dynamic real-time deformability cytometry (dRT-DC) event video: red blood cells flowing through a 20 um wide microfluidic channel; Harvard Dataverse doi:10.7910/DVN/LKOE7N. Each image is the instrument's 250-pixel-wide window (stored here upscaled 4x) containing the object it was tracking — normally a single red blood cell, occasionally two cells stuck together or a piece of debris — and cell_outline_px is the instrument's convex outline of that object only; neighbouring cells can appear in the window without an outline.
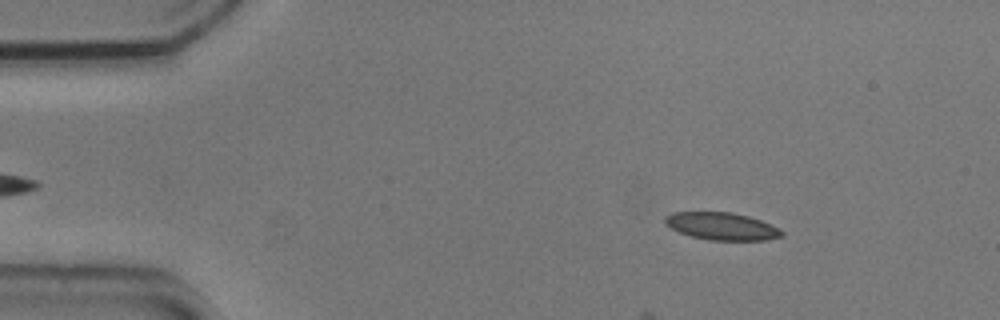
{"species": "common noctule bat (a hibernating species)", "species_latin": "Nyctalus noctula", "temperature_condition": "cold", "stored_images_in_passage": 40, "camera_frame_rate_fps": 3000, "um_per_image_px": 0.085, "animal": {"sex": "male", "body_mass_g": 20.5, "forearm_length_mm": 52.5}, "frame": {"image": 1, "passage_image": 7, "time_ms": 2.0, "image_size_px": [1000, 320], "cell_outline_px": [[784, 236], [768, 240], [708, 240], [692, 236], [680, 232], [664, 224], [664, 216], [672, 212], [732, 212], [748, 216], [760, 220], [780, 228], [784, 232]], "centroid_in_image_um": [61.37, 19.23], "position_along_channel_um": 23.6, "area_um2": 18.79}}
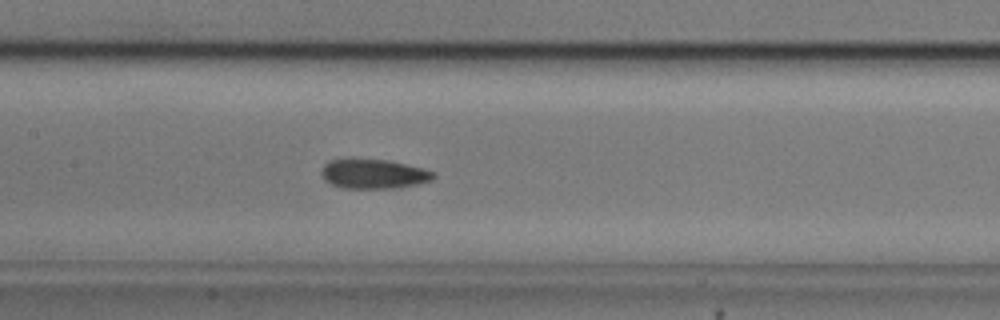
{"frame": {"image": 2, "passage_image": 25, "time_ms": 8.0, "image_size_px": [1000, 320], "cell_outline_px": [[436, 176], [432, 180], [416, 184], [396, 188], [344, 188], [332, 184], [324, 180], [320, 172], [324, 164], [328, 160], [352, 156], [388, 160], [424, 168], [436, 172]], "centroid_in_image_um": [31.72, 14.73], "position_along_channel_um": 175.7, "area_um2": 20.0}}